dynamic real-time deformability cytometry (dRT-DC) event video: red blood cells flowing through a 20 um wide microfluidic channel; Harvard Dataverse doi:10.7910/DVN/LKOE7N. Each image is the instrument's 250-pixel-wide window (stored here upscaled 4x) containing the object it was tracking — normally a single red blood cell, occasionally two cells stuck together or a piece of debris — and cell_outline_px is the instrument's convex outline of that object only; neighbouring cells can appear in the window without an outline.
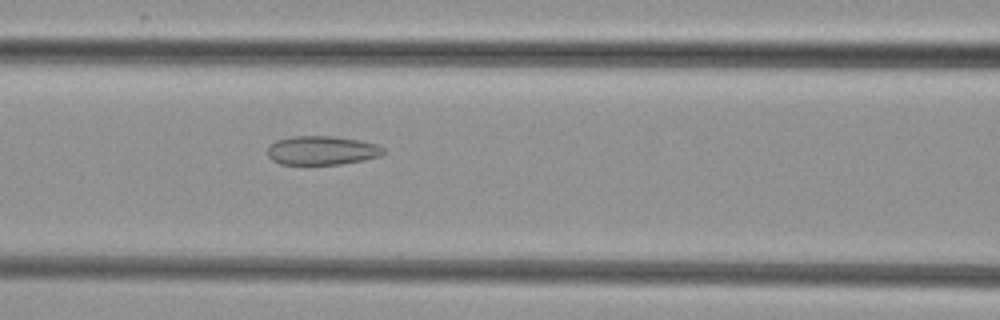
{"species": "common noctule bat (a hibernating species)", "species_latin": "Nyctalus noctula", "temperature_condition": "cold", "stored_images_in_passage": 6, "camera_frame_rate_fps": 3000, "um_per_image_px": 0.085, "animal": {"sex": "female", "body_mass_g": 29.2, "forearm_length_mm": 56.3}, "frame": {"image": 1, "passage_image": 6, "time_ms": 6.667, "image_size_px": [1000, 320], "cell_outline_px": [[384, 152], [380, 156], [364, 160], [340, 164], [280, 164], [272, 160], [268, 156], [268, 144], [276, 140], [292, 136], [332, 136], [360, 140], [376, 144], [384, 148]], "centroid_in_image_um": [27.34, 12.78], "position_along_channel_um": 139.3, "area_um2": 19.59}}